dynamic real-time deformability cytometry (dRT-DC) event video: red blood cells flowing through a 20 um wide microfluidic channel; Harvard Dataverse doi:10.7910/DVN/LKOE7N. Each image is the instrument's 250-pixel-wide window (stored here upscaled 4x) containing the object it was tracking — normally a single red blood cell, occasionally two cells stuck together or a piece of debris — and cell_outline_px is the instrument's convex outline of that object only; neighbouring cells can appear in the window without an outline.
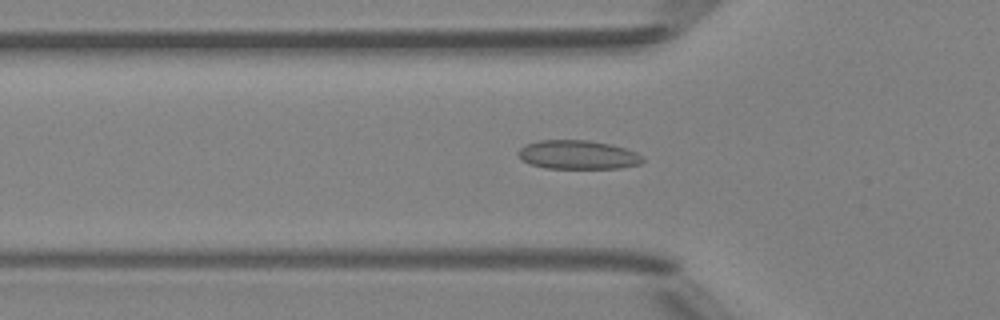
{"species": "Egyptian fruit bat (a non-hibernating species)", "species_latin": "Rousettus aegyptiacus", "temperature_condition": "room temperature", "stored_images_in_passage": 48, "camera_frame_rate_fps": 3000, "um_per_image_px": 0.085, "animal": {"sex": "female"}, "frame": {"image": 1, "passage_image": 16, "time_ms": 5.0, "image_size_px": [1000, 320], "cell_outline_px": [[644, 160], [640, 164], [620, 168], [544, 168], [532, 164], [524, 160], [516, 152], [524, 144], [540, 140], [588, 140], [612, 144], [636, 152], [644, 156]], "centroid_in_image_um": [49.14, 13.15], "position_along_channel_um": 76.7, "area_um2": 20.98}}
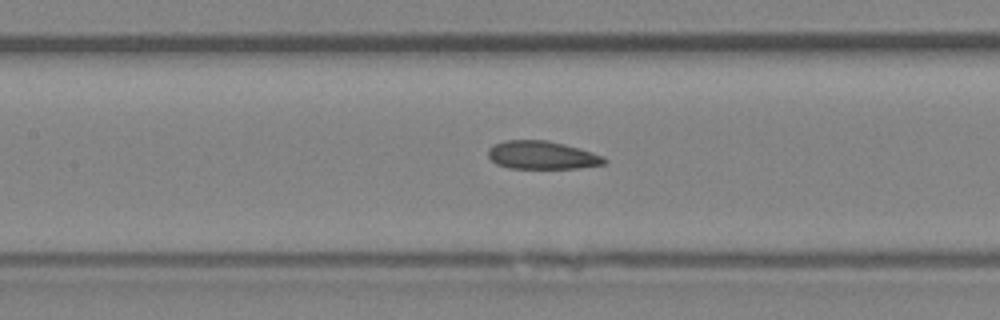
{"frame": {"image": 2, "passage_image": 22, "time_ms": 7.0, "image_size_px": [1000, 320], "cell_outline_px": [[608, 160], [604, 164], [576, 168], [508, 168], [496, 164], [488, 156], [488, 148], [492, 144], [504, 140], [548, 140], [580, 148], [604, 156]], "centroid_in_image_um": [46.05, 13.18], "position_along_channel_um": 161.3, "area_um2": 19.19}}
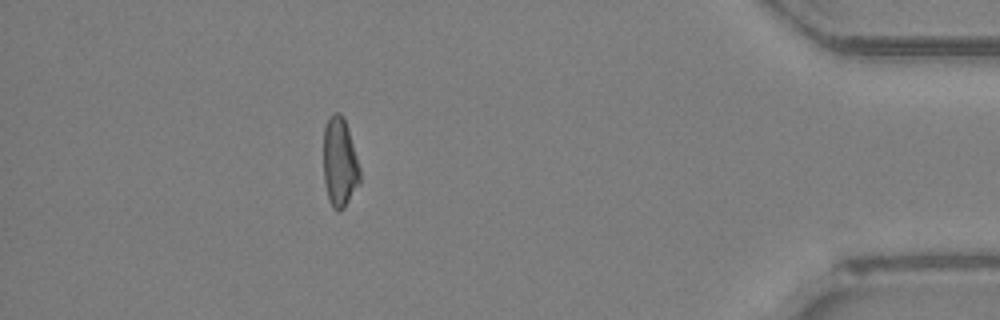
{"frame": {"image": 3, "passage_image": 43, "time_ms": 14.0, "image_size_px": [1000, 320], "cell_outline_px": [[360, 184], [344, 208], [332, 208], [328, 200], [324, 180], [324, 128], [332, 112], [340, 112], [344, 116], [348, 128], [360, 168]], "centroid_in_image_um": [28.88, 13.79], "position_along_channel_um": 406.3, "area_um2": 19.02}, "authors_computed_cell_mechanics": {"area_um2": 19.5364, "velocity_mm_per_s": 4.2343, "shape_relaxation_time_tau1_ms": null, "shape_relaxation_time_tau2_ms": 2.9255, "deformation_change_tau1": null, "deformation_change_tau2": 0.0946}}